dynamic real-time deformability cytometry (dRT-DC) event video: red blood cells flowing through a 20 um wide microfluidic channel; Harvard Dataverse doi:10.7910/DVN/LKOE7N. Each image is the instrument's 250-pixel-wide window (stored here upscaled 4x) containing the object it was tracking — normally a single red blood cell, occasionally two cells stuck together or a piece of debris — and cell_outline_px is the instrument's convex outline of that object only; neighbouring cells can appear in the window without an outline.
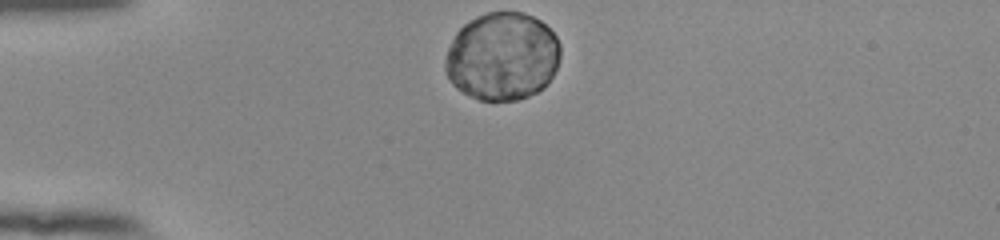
{"species": "human", "species_latin": "Homo sapiens", "temperature_condition": "room temperature", "stored_images_in_passage": 42, "camera_frame_rate_fps": 3000, "um_per_image_px": 0.085, "donor": {"sex": "female"}, "frame": {"image": 1, "passage_image": 1, "time_ms": 0.0, "image_size_px": [1000, 240], "cell_outline_px": [[560, 56], [556, 68], [552, 76], [536, 92], [528, 96], [516, 100], [480, 100], [456, 88], [452, 84], [444, 68], [448, 48], [456, 32], [464, 24], [476, 16], [488, 12], [524, 12], [540, 20], [556, 36], [560, 44]], "centroid_in_image_um": [42.68, 4.78], "position_along_channel_um": 42.3, "area_um2": 58.78}}
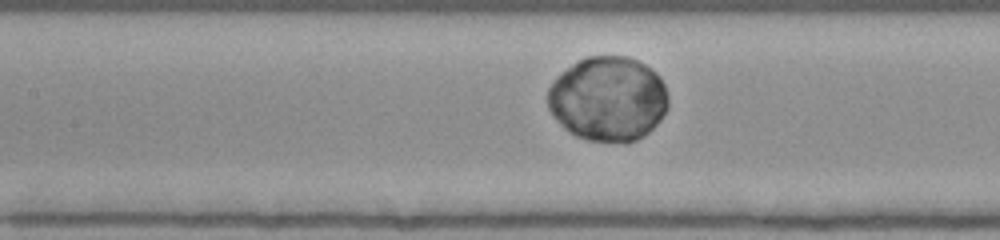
{"frame": {"image": 2, "passage_image": 13, "time_ms": 4.0, "image_size_px": [1000, 240], "cell_outline_px": [[668, 108], [660, 120], [644, 136], [636, 140], [588, 140], [576, 136], [564, 128], [556, 120], [548, 108], [548, 88], [556, 76], [560, 72], [584, 56], [628, 56], [644, 64], [656, 72], [660, 76], [664, 84], [668, 96]], "centroid_in_image_um": [51.67, 8.37], "position_along_channel_um": 155.7, "area_um2": 59.42}}
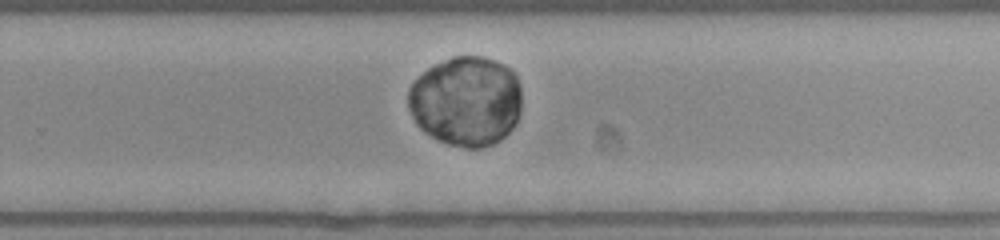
{"frame": {"image": 3, "passage_image": 24, "time_ms": 7.667, "image_size_px": [1000, 240], "cell_outline_px": [[520, 112], [516, 124], [500, 140], [492, 144], [480, 148], [468, 148], [448, 144], [436, 140], [424, 132], [416, 124], [408, 108], [408, 88], [428, 68], [452, 56], [480, 56], [504, 64], [516, 76], [520, 84]], "centroid_in_image_um": [39.61, 8.62], "position_along_channel_um": 290.2, "area_um2": 59.53}}